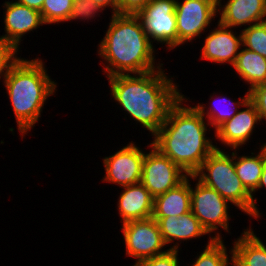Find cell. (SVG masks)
Wrapping results in <instances>:
<instances>
[{
	"label": "cell",
	"mask_w": 266,
	"mask_h": 266,
	"mask_svg": "<svg viewBox=\"0 0 266 266\" xmlns=\"http://www.w3.org/2000/svg\"><path fill=\"white\" fill-rule=\"evenodd\" d=\"M149 152L145 151L141 183L155 198L182 183L188 174L157 148L147 143Z\"/></svg>",
	"instance_id": "obj_10"
},
{
	"label": "cell",
	"mask_w": 266,
	"mask_h": 266,
	"mask_svg": "<svg viewBox=\"0 0 266 266\" xmlns=\"http://www.w3.org/2000/svg\"><path fill=\"white\" fill-rule=\"evenodd\" d=\"M150 0H118V14L136 15Z\"/></svg>",
	"instance_id": "obj_30"
},
{
	"label": "cell",
	"mask_w": 266,
	"mask_h": 266,
	"mask_svg": "<svg viewBox=\"0 0 266 266\" xmlns=\"http://www.w3.org/2000/svg\"><path fill=\"white\" fill-rule=\"evenodd\" d=\"M17 3L28 6L30 8L36 9L38 11L42 10L44 0H15Z\"/></svg>",
	"instance_id": "obj_33"
},
{
	"label": "cell",
	"mask_w": 266,
	"mask_h": 266,
	"mask_svg": "<svg viewBox=\"0 0 266 266\" xmlns=\"http://www.w3.org/2000/svg\"><path fill=\"white\" fill-rule=\"evenodd\" d=\"M191 175L173 189L154 198L153 213L154 219H161L168 216L180 217L191 211Z\"/></svg>",
	"instance_id": "obj_18"
},
{
	"label": "cell",
	"mask_w": 266,
	"mask_h": 266,
	"mask_svg": "<svg viewBox=\"0 0 266 266\" xmlns=\"http://www.w3.org/2000/svg\"><path fill=\"white\" fill-rule=\"evenodd\" d=\"M205 249L200 254H197V258L191 266H233L232 265V246L229 248V254L227 253V247L224 244V240L215 239L209 237ZM230 260V261H229Z\"/></svg>",
	"instance_id": "obj_23"
},
{
	"label": "cell",
	"mask_w": 266,
	"mask_h": 266,
	"mask_svg": "<svg viewBox=\"0 0 266 266\" xmlns=\"http://www.w3.org/2000/svg\"><path fill=\"white\" fill-rule=\"evenodd\" d=\"M122 189L117 202V214L122 224L152 217L154 197L141 182Z\"/></svg>",
	"instance_id": "obj_17"
},
{
	"label": "cell",
	"mask_w": 266,
	"mask_h": 266,
	"mask_svg": "<svg viewBox=\"0 0 266 266\" xmlns=\"http://www.w3.org/2000/svg\"><path fill=\"white\" fill-rule=\"evenodd\" d=\"M215 26L217 27L212 31L209 29L210 33L205 37L200 59L219 65L228 63L233 66L242 47L241 30L237 35L233 29L219 22Z\"/></svg>",
	"instance_id": "obj_14"
},
{
	"label": "cell",
	"mask_w": 266,
	"mask_h": 266,
	"mask_svg": "<svg viewBox=\"0 0 266 266\" xmlns=\"http://www.w3.org/2000/svg\"><path fill=\"white\" fill-rule=\"evenodd\" d=\"M242 47L266 58V21L241 29Z\"/></svg>",
	"instance_id": "obj_25"
},
{
	"label": "cell",
	"mask_w": 266,
	"mask_h": 266,
	"mask_svg": "<svg viewBox=\"0 0 266 266\" xmlns=\"http://www.w3.org/2000/svg\"><path fill=\"white\" fill-rule=\"evenodd\" d=\"M184 94L171 106L166 121L153 136L152 145L188 175H194L216 149L207 137L209 123ZM207 122V123H206Z\"/></svg>",
	"instance_id": "obj_2"
},
{
	"label": "cell",
	"mask_w": 266,
	"mask_h": 266,
	"mask_svg": "<svg viewBox=\"0 0 266 266\" xmlns=\"http://www.w3.org/2000/svg\"><path fill=\"white\" fill-rule=\"evenodd\" d=\"M218 0V22L223 26L241 29L266 21V0Z\"/></svg>",
	"instance_id": "obj_15"
},
{
	"label": "cell",
	"mask_w": 266,
	"mask_h": 266,
	"mask_svg": "<svg viewBox=\"0 0 266 266\" xmlns=\"http://www.w3.org/2000/svg\"><path fill=\"white\" fill-rule=\"evenodd\" d=\"M231 68L244 81L243 83L249 85L248 91L266 82V58L257 52L241 47Z\"/></svg>",
	"instance_id": "obj_21"
},
{
	"label": "cell",
	"mask_w": 266,
	"mask_h": 266,
	"mask_svg": "<svg viewBox=\"0 0 266 266\" xmlns=\"http://www.w3.org/2000/svg\"><path fill=\"white\" fill-rule=\"evenodd\" d=\"M175 9L176 0H150L136 14L152 44H164L167 50L178 47Z\"/></svg>",
	"instance_id": "obj_7"
},
{
	"label": "cell",
	"mask_w": 266,
	"mask_h": 266,
	"mask_svg": "<svg viewBox=\"0 0 266 266\" xmlns=\"http://www.w3.org/2000/svg\"><path fill=\"white\" fill-rule=\"evenodd\" d=\"M74 0H44L40 11L43 22L48 24H59L68 22Z\"/></svg>",
	"instance_id": "obj_24"
},
{
	"label": "cell",
	"mask_w": 266,
	"mask_h": 266,
	"mask_svg": "<svg viewBox=\"0 0 266 266\" xmlns=\"http://www.w3.org/2000/svg\"><path fill=\"white\" fill-rule=\"evenodd\" d=\"M158 224L159 230L166 246L170 247L169 250H180V244L187 242L190 239L200 238L204 235L214 237L213 234L209 235L207 230L202 226L200 221L194 216L192 211L186 214L177 216H168L161 219H155ZM176 241V242H175ZM181 241V242H180ZM175 242V243H174ZM180 242V243H179ZM169 244H173L170 245Z\"/></svg>",
	"instance_id": "obj_16"
},
{
	"label": "cell",
	"mask_w": 266,
	"mask_h": 266,
	"mask_svg": "<svg viewBox=\"0 0 266 266\" xmlns=\"http://www.w3.org/2000/svg\"><path fill=\"white\" fill-rule=\"evenodd\" d=\"M265 145H259L258 152H251V155L239 156L238 150L234 149V166L237 176L245 188L252 194L258 187L265 165Z\"/></svg>",
	"instance_id": "obj_20"
},
{
	"label": "cell",
	"mask_w": 266,
	"mask_h": 266,
	"mask_svg": "<svg viewBox=\"0 0 266 266\" xmlns=\"http://www.w3.org/2000/svg\"><path fill=\"white\" fill-rule=\"evenodd\" d=\"M164 72V68H159L141 74L107 77L113 100L152 137L166 121L171 106L182 95L172 76Z\"/></svg>",
	"instance_id": "obj_1"
},
{
	"label": "cell",
	"mask_w": 266,
	"mask_h": 266,
	"mask_svg": "<svg viewBox=\"0 0 266 266\" xmlns=\"http://www.w3.org/2000/svg\"><path fill=\"white\" fill-rule=\"evenodd\" d=\"M104 10L106 8L112 9V15L118 14V0H92Z\"/></svg>",
	"instance_id": "obj_32"
},
{
	"label": "cell",
	"mask_w": 266,
	"mask_h": 266,
	"mask_svg": "<svg viewBox=\"0 0 266 266\" xmlns=\"http://www.w3.org/2000/svg\"><path fill=\"white\" fill-rule=\"evenodd\" d=\"M249 99L256 106L261 121L266 123V82L253 87L249 91Z\"/></svg>",
	"instance_id": "obj_29"
},
{
	"label": "cell",
	"mask_w": 266,
	"mask_h": 266,
	"mask_svg": "<svg viewBox=\"0 0 266 266\" xmlns=\"http://www.w3.org/2000/svg\"><path fill=\"white\" fill-rule=\"evenodd\" d=\"M47 72L42 58H20L3 82L22 139L39 122L46 101L57 91V82Z\"/></svg>",
	"instance_id": "obj_4"
},
{
	"label": "cell",
	"mask_w": 266,
	"mask_h": 266,
	"mask_svg": "<svg viewBox=\"0 0 266 266\" xmlns=\"http://www.w3.org/2000/svg\"><path fill=\"white\" fill-rule=\"evenodd\" d=\"M191 179L196 182L194 187H191V211L194 216L210 235L215 233V239L223 238L218 231L219 227L231 234L229 220L232 217L228 211L232 204H229L216 190L200 182L194 175H191Z\"/></svg>",
	"instance_id": "obj_6"
},
{
	"label": "cell",
	"mask_w": 266,
	"mask_h": 266,
	"mask_svg": "<svg viewBox=\"0 0 266 266\" xmlns=\"http://www.w3.org/2000/svg\"><path fill=\"white\" fill-rule=\"evenodd\" d=\"M212 94H213L212 96L210 95V98H211L210 100L213 99L211 101L212 103L209 102L208 103L209 105L207 107L203 103L200 104V102L194 106L200 112V114L207 120L210 127L214 128L215 130L221 124H223L227 120H230L237 113V111L240 109V106H242L243 103L249 98V91L248 90L244 94L243 97H239L238 101H234L232 98L229 99L226 97L227 95H224V94H219V95H221L219 97L216 95L218 93L214 92ZM214 96L217 98L216 99L213 98ZM216 100L218 101V103ZM221 101L223 102V104L225 103V105L228 104L227 107L225 105H224L225 107L223 106V108L220 107L222 104Z\"/></svg>",
	"instance_id": "obj_22"
},
{
	"label": "cell",
	"mask_w": 266,
	"mask_h": 266,
	"mask_svg": "<svg viewBox=\"0 0 266 266\" xmlns=\"http://www.w3.org/2000/svg\"><path fill=\"white\" fill-rule=\"evenodd\" d=\"M104 9L99 5L94 3L92 0H74L73 7L68 21L79 20L84 21L91 19L93 20L96 17H101L100 13H103ZM99 13V14H98ZM98 15V16H97Z\"/></svg>",
	"instance_id": "obj_26"
},
{
	"label": "cell",
	"mask_w": 266,
	"mask_h": 266,
	"mask_svg": "<svg viewBox=\"0 0 266 266\" xmlns=\"http://www.w3.org/2000/svg\"><path fill=\"white\" fill-rule=\"evenodd\" d=\"M3 7L4 31L0 39L14 45L20 50V44L25 34L37 30L45 25L40 11L17 3L16 1H5Z\"/></svg>",
	"instance_id": "obj_13"
},
{
	"label": "cell",
	"mask_w": 266,
	"mask_h": 266,
	"mask_svg": "<svg viewBox=\"0 0 266 266\" xmlns=\"http://www.w3.org/2000/svg\"><path fill=\"white\" fill-rule=\"evenodd\" d=\"M145 150L133 141L112 155L103 158L105 174L102 182L113 183L120 188L140 183Z\"/></svg>",
	"instance_id": "obj_11"
},
{
	"label": "cell",
	"mask_w": 266,
	"mask_h": 266,
	"mask_svg": "<svg viewBox=\"0 0 266 266\" xmlns=\"http://www.w3.org/2000/svg\"><path fill=\"white\" fill-rule=\"evenodd\" d=\"M218 0H176L178 47L193 42L212 25L217 13ZM196 38V39H195Z\"/></svg>",
	"instance_id": "obj_9"
},
{
	"label": "cell",
	"mask_w": 266,
	"mask_h": 266,
	"mask_svg": "<svg viewBox=\"0 0 266 266\" xmlns=\"http://www.w3.org/2000/svg\"><path fill=\"white\" fill-rule=\"evenodd\" d=\"M121 231L123 232L126 256L135 259L132 266L169 250H164L167 247L153 217L125 222L121 225Z\"/></svg>",
	"instance_id": "obj_8"
},
{
	"label": "cell",
	"mask_w": 266,
	"mask_h": 266,
	"mask_svg": "<svg viewBox=\"0 0 266 266\" xmlns=\"http://www.w3.org/2000/svg\"><path fill=\"white\" fill-rule=\"evenodd\" d=\"M14 45L0 39V79L4 82L12 66L21 58Z\"/></svg>",
	"instance_id": "obj_27"
},
{
	"label": "cell",
	"mask_w": 266,
	"mask_h": 266,
	"mask_svg": "<svg viewBox=\"0 0 266 266\" xmlns=\"http://www.w3.org/2000/svg\"><path fill=\"white\" fill-rule=\"evenodd\" d=\"M241 107L243 110H238L230 120L214 130L216 140L231 150L238 149L240 151V148L249 143L251 135L255 132V126L260 122L263 123L256 106L249 98Z\"/></svg>",
	"instance_id": "obj_12"
},
{
	"label": "cell",
	"mask_w": 266,
	"mask_h": 266,
	"mask_svg": "<svg viewBox=\"0 0 266 266\" xmlns=\"http://www.w3.org/2000/svg\"><path fill=\"white\" fill-rule=\"evenodd\" d=\"M229 154L225 149H216L205 159L194 176L204 185L216 190L236 209L255 219L252 194L242 184L234 166V149Z\"/></svg>",
	"instance_id": "obj_5"
},
{
	"label": "cell",
	"mask_w": 266,
	"mask_h": 266,
	"mask_svg": "<svg viewBox=\"0 0 266 266\" xmlns=\"http://www.w3.org/2000/svg\"><path fill=\"white\" fill-rule=\"evenodd\" d=\"M263 188L264 189L266 188V145H265V165H264V168L262 171L260 183H259L257 189L252 193L253 203L255 205V220L256 219L258 220V218H260L262 216V213H260V208H258V206H257V203H256L257 198H254V196H255L254 194H255V192H257Z\"/></svg>",
	"instance_id": "obj_31"
},
{
	"label": "cell",
	"mask_w": 266,
	"mask_h": 266,
	"mask_svg": "<svg viewBox=\"0 0 266 266\" xmlns=\"http://www.w3.org/2000/svg\"><path fill=\"white\" fill-rule=\"evenodd\" d=\"M109 18V26L97 50L104 61L102 72L106 73V77L141 74L163 67L161 61L155 62L156 48L137 15L113 14Z\"/></svg>",
	"instance_id": "obj_3"
},
{
	"label": "cell",
	"mask_w": 266,
	"mask_h": 266,
	"mask_svg": "<svg viewBox=\"0 0 266 266\" xmlns=\"http://www.w3.org/2000/svg\"><path fill=\"white\" fill-rule=\"evenodd\" d=\"M232 244L233 266H266V245L255 235L252 225Z\"/></svg>",
	"instance_id": "obj_19"
},
{
	"label": "cell",
	"mask_w": 266,
	"mask_h": 266,
	"mask_svg": "<svg viewBox=\"0 0 266 266\" xmlns=\"http://www.w3.org/2000/svg\"><path fill=\"white\" fill-rule=\"evenodd\" d=\"M179 250H168L164 254L147 258L136 266H180Z\"/></svg>",
	"instance_id": "obj_28"
}]
</instances>
